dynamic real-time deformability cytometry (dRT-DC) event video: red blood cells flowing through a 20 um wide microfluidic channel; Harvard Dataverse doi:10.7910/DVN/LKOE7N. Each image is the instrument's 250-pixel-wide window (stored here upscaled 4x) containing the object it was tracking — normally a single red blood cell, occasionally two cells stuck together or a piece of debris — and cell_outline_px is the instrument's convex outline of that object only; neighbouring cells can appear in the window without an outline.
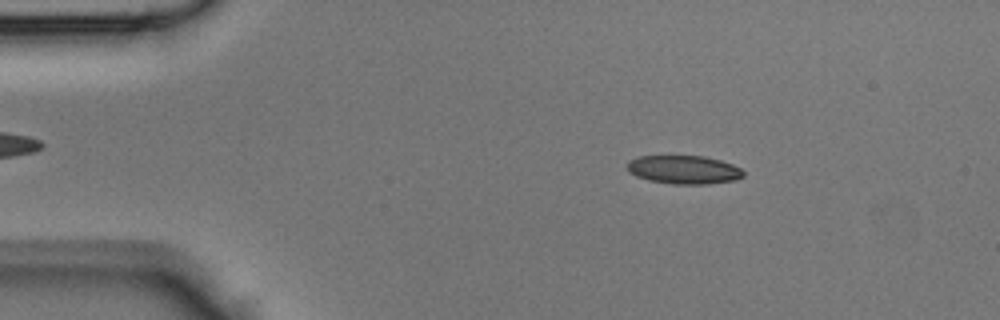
{"species": "Egyptian fruit bat (a non-hibernating species)", "species_latin": "Rousettus aegyptiacus", "temperature_condition": "room temperature", "stored_images_in_passage": 38, "camera_frame_rate_fps": 3000, "um_per_image_px": 0.085, "animal": {"sex": "male"}, "frame": {"image": 1, "passage_image": 2, "time_ms": 0.333, "image_size_px": [1000, 320], "cell_outline_px": [[744, 176], [736, 180], [708, 184], [672, 184], [648, 180], [636, 176], [628, 172], [624, 164], [628, 160], [636, 156], [704, 156], [720, 160], [732, 164], [740, 168], [744, 172]], "centroid_in_image_um": [58.08, 14.42], "position_along_channel_um": 26.9, "area_um2": 19.59}}
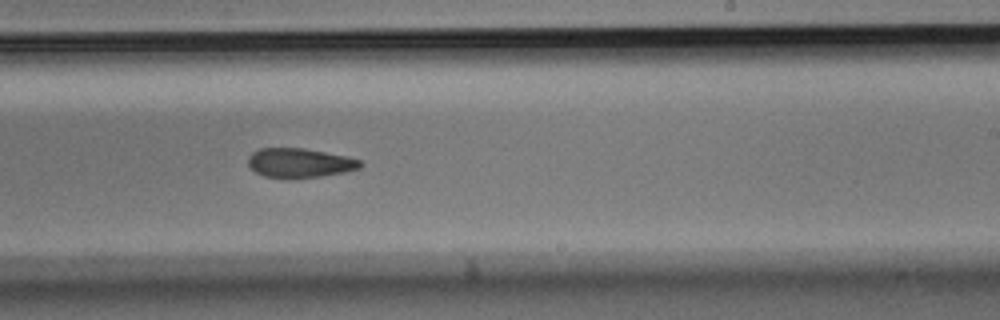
{"frame": {"image": 2, "passage_image": 21, "time_ms": 6.667, "image_size_px": [1000, 320], "cell_outline_px": [[364, 164], [360, 168], [344, 172], [320, 176], [264, 176], [256, 172], [248, 164], [248, 156], [252, 152], [260, 148], [304, 148], [348, 156], [360, 160]], "centroid_in_image_um": [25.5, 13.81], "position_along_channel_um": 263.5, "area_um2": 18.73}}
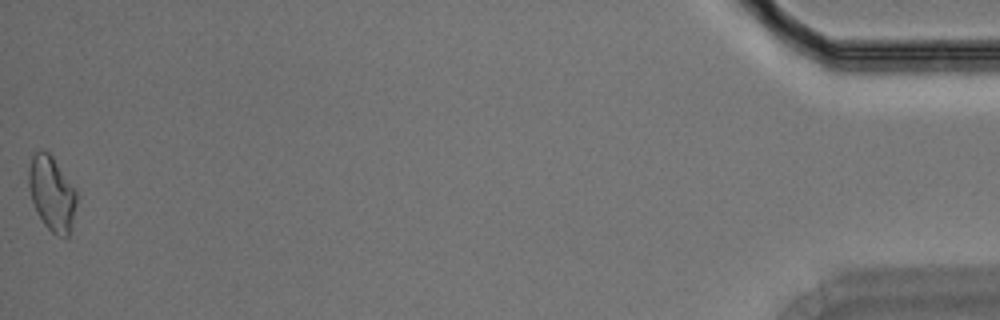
{"frame": {"image": 3, "passage_image": 38, "time_ms": 12.333, "image_size_px": [1000, 320], "cell_outline_px": [[76, 204], [72, 228], [68, 236], [56, 236], [44, 224], [36, 212], [28, 188], [28, 168], [32, 152], [40, 148], [48, 152], [52, 156], [76, 192]], "centroid_in_image_um": [4.37, 16.43], "position_along_channel_um": 430.8, "area_um2": 20.92}}